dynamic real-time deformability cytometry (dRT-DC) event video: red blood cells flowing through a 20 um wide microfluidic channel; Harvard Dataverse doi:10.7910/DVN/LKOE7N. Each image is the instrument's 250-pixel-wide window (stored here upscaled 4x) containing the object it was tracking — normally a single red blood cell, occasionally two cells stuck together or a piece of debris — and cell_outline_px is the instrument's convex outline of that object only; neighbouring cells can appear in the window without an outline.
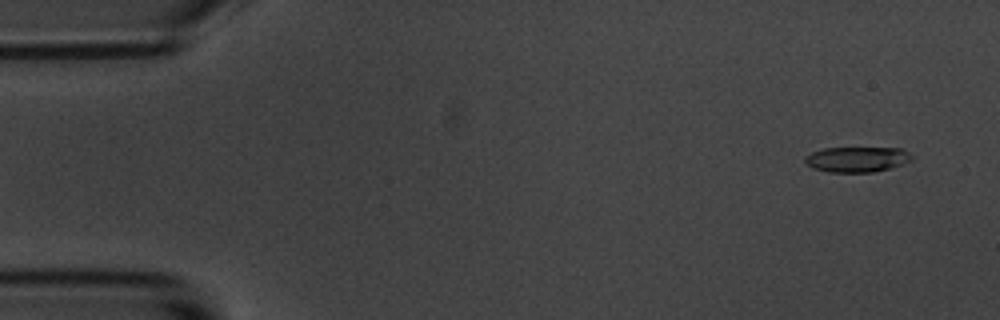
{"species": "common noctule bat (a hibernating species)", "species_latin": "Nyctalus noctula", "temperature_condition": "room temperature", "stored_images_in_passage": 58, "camera_frame_rate_fps": 3000, "um_per_image_px": 0.085, "animal": {"sex": "male", "body_mass_g": 20.1, "forearm_length_mm": 53.5}, "frame": {"image": 1, "passage_image": 4, "time_ms": 1.0, "image_size_px": [1000, 320], "cell_outline_px": [[912, 160], [888, 168], [872, 172], [828, 172], [812, 168], [804, 160], [804, 156], [812, 152], [824, 148], [900, 148], [908, 152], [912, 156]], "centroid_in_image_um": [72.8, 13.54], "position_along_channel_um": 12.2, "area_um2": 15.61}}
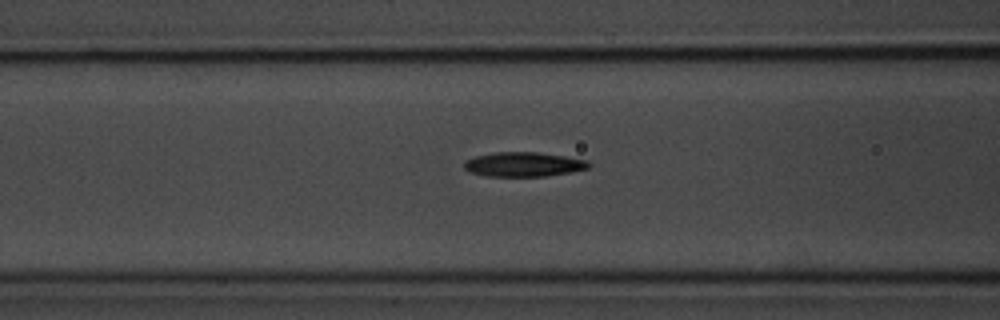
{"frame": {"image": 2, "passage_image": 23, "time_ms": 7.333, "image_size_px": [1000, 320], "cell_outline_px": [[592, 164], [588, 168], [572, 172], [544, 176], [484, 176], [472, 172], [464, 168], [464, 160], [476, 156], [492, 152], [540, 152], [588, 160]], "centroid_in_image_um": [44.52, 13.96], "position_along_channel_um": 122.1, "area_um2": 17.86}}
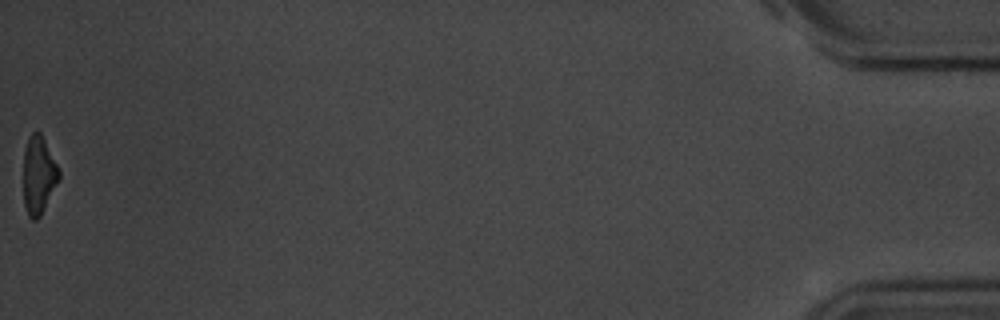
{"frame": {"image": 3, "passage_image": 58, "time_ms": 19.0, "image_size_px": [1000, 320], "cell_outline_px": [[60, 180], [40, 216], [36, 220], [32, 220], [28, 216], [24, 204], [24, 152], [28, 136], [32, 132], [40, 132], [60, 172]], "centroid_in_image_um": [3.28, 14.91], "position_along_channel_um": 431.9, "area_um2": 16.01}, "authors_computed_cell_mechanics": {"area_um2": 17.3111, "velocity_mm_per_s": 3.5154, "shape_relaxation_time_tau1_ms": 2.8417, "shape_relaxation_time_tau2_ms": 6.642, "deformation_change_tau1": 0.1649, "deformation_change_tau2": 0.1602}}